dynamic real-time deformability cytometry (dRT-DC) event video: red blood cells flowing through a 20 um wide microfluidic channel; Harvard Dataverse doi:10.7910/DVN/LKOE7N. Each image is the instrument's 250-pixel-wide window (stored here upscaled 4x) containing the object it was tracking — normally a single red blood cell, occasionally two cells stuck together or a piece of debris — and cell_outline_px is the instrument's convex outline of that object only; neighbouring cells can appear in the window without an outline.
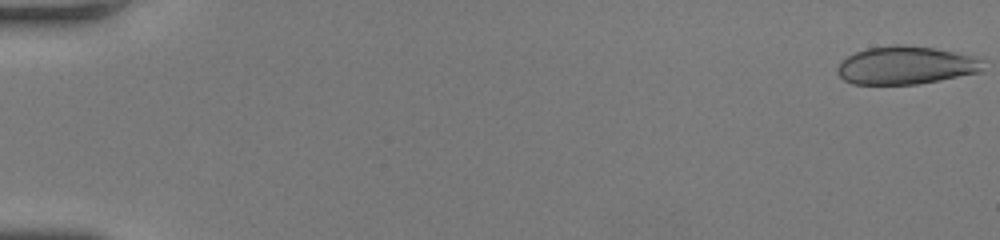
{"species": "human", "species_latin": "Homo sapiens", "temperature_condition": "room temperature", "stored_images_in_passage": 32, "camera_frame_rate_fps": 3000, "um_per_image_px": 0.085, "donor": {"sex": "female"}, "frame": {"image": 1, "passage_image": 1, "time_ms": 0.0, "image_size_px": [1000, 240], "cell_outline_px": [[984, 60], [980, 72], [940, 80], [916, 84], [852, 84], [844, 80], [836, 72], [836, 68], [840, 60], [856, 52], [868, 48], [892, 44], [904, 44], [936, 48], [972, 56]], "centroid_in_image_um": [76.96, 5.54], "position_along_channel_um": 8.0, "area_um2": 32.43}}
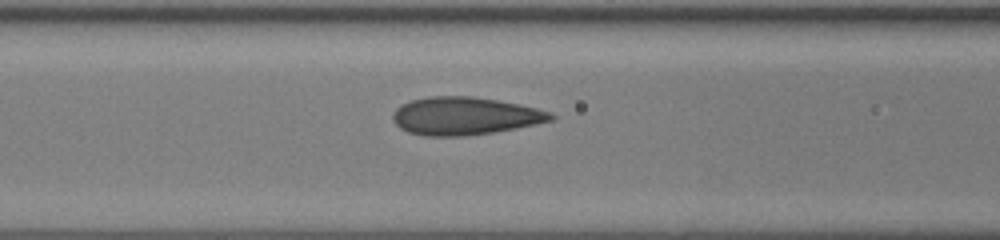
{"frame": {"image": 2, "passage_image": 23, "time_ms": 7.333, "image_size_px": [1000, 240], "cell_outline_px": [[556, 120], [516, 128], [492, 132], [464, 136], [424, 136], [408, 132], [400, 128], [392, 120], [392, 116], [396, 108], [400, 104], [412, 100], [428, 96], [472, 96], [520, 104], [552, 112], [556, 116]], "centroid_in_image_um": [39.52, 9.86], "position_along_channel_um": 127.1, "area_um2": 35.03}}
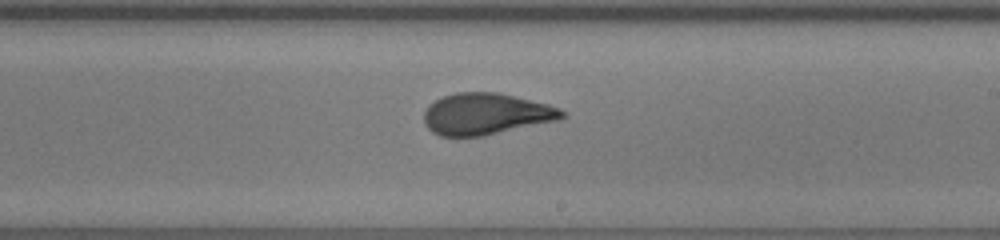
{"frame": {"image": 3, "passage_image": 32, "time_ms": 10.333, "image_size_px": [1000, 240], "cell_outline_px": [[568, 116], [560, 120], [484, 136], [440, 136], [432, 132], [424, 124], [424, 112], [428, 104], [444, 96], [456, 92], [500, 92], [548, 104], [560, 108]], "centroid_in_image_um": [41.33, 9.69], "position_along_channel_um": 247.7, "area_um2": 33.76}}